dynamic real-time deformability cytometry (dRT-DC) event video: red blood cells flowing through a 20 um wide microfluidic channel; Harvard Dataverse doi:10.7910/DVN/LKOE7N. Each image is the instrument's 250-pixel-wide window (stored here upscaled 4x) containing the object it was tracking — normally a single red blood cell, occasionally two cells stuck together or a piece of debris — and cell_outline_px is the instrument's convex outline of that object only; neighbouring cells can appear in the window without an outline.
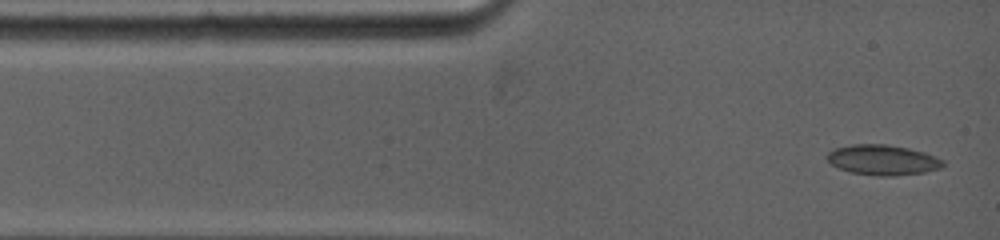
{"species": "common noctule bat (a hibernating species)", "species_latin": "Nyctalus noctula", "temperature_condition": "warm", "stored_images_in_passage": 3, "camera_frame_rate_fps": 5000, "um_per_image_px": 0.085, "animal": {"sex": "female", "body_mass_g": 19.0, "forearm_length_mm": 53.3}, "frame": {"image": 1, "passage_image": 1, "time_ms": 0.0, "image_size_px": [1000, 240], "cell_outline_px": [[944, 164], [940, 168], [924, 172], [892, 176], [880, 176], [852, 172], [840, 168], [832, 164], [828, 160], [828, 152], [836, 148], [852, 144], [884, 144], [908, 148], [924, 152], [936, 156], [944, 160]], "centroid_in_image_um": [75.07, 13.59], "position_along_channel_um": 9.9, "area_um2": 20.17}}
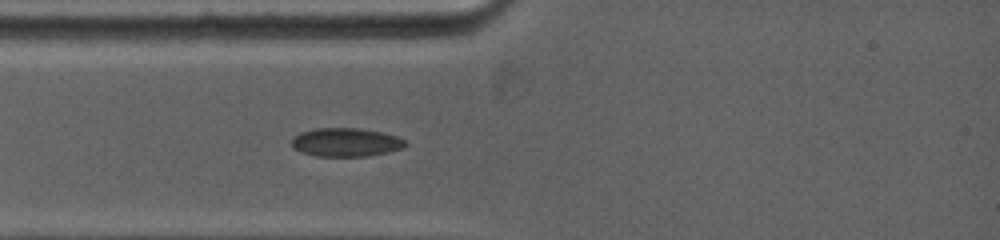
{"frame": {"image": 2, "passage_image": 3, "time_ms": 2.2, "image_size_px": [1000, 240], "cell_outline_px": [[408, 144], [404, 148], [388, 152], [368, 156], [316, 156], [300, 152], [292, 148], [292, 140], [300, 132], [316, 128], [356, 128], [380, 132], [396, 136], [408, 140]], "centroid_in_image_um": [29.42, 12.1], "position_along_channel_um": 55.6, "area_um2": 19.02}}